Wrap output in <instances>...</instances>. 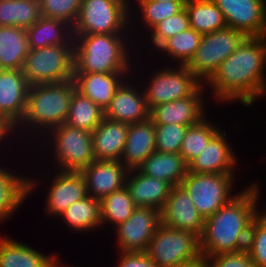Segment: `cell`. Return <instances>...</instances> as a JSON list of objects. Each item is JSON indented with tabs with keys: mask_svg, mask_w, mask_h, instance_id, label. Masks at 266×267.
<instances>
[{
	"mask_svg": "<svg viewBox=\"0 0 266 267\" xmlns=\"http://www.w3.org/2000/svg\"><path fill=\"white\" fill-rule=\"evenodd\" d=\"M74 45L29 49L22 67L29 85L67 82L74 75Z\"/></svg>",
	"mask_w": 266,
	"mask_h": 267,
	"instance_id": "7",
	"label": "cell"
},
{
	"mask_svg": "<svg viewBox=\"0 0 266 267\" xmlns=\"http://www.w3.org/2000/svg\"><path fill=\"white\" fill-rule=\"evenodd\" d=\"M161 67L147 81L143 90L150 111L158 105L192 96L203 83L185 66Z\"/></svg>",
	"mask_w": 266,
	"mask_h": 267,
	"instance_id": "11",
	"label": "cell"
},
{
	"mask_svg": "<svg viewBox=\"0 0 266 267\" xmlns=\"http://www.w3.org/2000/svg\"><path fill=\"white\" fill-rule=\"evenodd\" d=\"M126 187L136 207H151L159 210L164 207L172 189L168 182L149 177L138 169L128 172Z\"/></svg>",
	"mask_w": 266,
	"mask_h": 267,
	"instance_id": "24",
	"label": "cell"
},
{
	"mask_svg": "<svg viewBox=\"0 0 266 267\" xmlns=\"http://www.w3.org/2000/svg\"><path fill=\"white\" fill-rule=\"evenodd\" d=\"M223 13L227 27L248 37L266 36V0H212Z\"/></svg>",
	"mask_w": 266,
	"mask_h": 267,
	"instance_id": "13",
	"label": "cell"
},
{
	"mask_svg": "<svg viewBox=\"0 0 266 267\" xmlns=\"http://www.w3.org/2000/svg\"><path fill=\"white\" fill-rule=\"evenodd\" d=\"M130 13L136 14L135 11L139 10V13L137 11V14H141V21L140 23H144L145 29H147V33L149 30L151 31L159 22L166 19L168 16H172L180 12L187 1H154V0H134L135 5H137L135 8L132 9L133 0H130ZM139 6V7H138ZM137 9V10H135ZM134 10V11H133Z\"/></svg>",
	"mask_w": 266,
	"mask_h": 267,
	"instance_id": "37",
	"label": "cell"
},
{
	"mask_svg": "<svg viewBox=\"0 0 266 267\" xmlns=\"http://www.w3.org/2000/svg\"><path fill=\"white\" fill-rule=\"evenodd\" d=\"M154 1L167 2V1H188V0H154Z\"/></svg>",
	"mask_w": 266,
	"mask_h": 267,
	"instance_id": "46",
	"label": "cell"
},
{
	"mask_svg": "<svg viewBox=\"0 0 266 267\" xmlns=\"http://www.w3.org/2000/svg\"><path fill=\"white\" fill-rule=\"evenodd\" d=\"M59 257L45 255L10 236L0 235V267H58Z\"/></svg>",
	"mask_w": 266,
	"mask_h": 267,
	"instance_id": "25",
	"label": "cell"
},
{
	"mask_svg": "<svg viewBox=\"0 0 266 267\" xmlns=\"http://www.w3.org/2000/svg\"><path fill=\"white\" fill-rule=\"evenodd\" d=\"M23 176L0 166V222H4L6 218L9 220L22 206L27 196L32 194L31 191L39 186L37 185L40 183L39 179L36 181V179L32 180V178Z\"/></svg>",
	"mask_w": 266,
	"mask_h": 267,
	"instance_id": "23",
	"label": "cell"
},
{
	"mask_svg": "<svg viewBox=\"0 0 266 267\" xmlns=\"http://www.w3.org/2000/svg\"><path fill=\"white\" fill-rule=\"evenodd\" d=\"M161 210L136 207L132 216L113 229L121 252H145L156 229L161 225Z\"/></svg>",
	"mask_w": 266,
	"mask_h": 267,
	"instance_id": "12",
	"label": "cell"
},
{
	"mask_svg": "<svg viewBox=\"0 0 266 267\" xmlns=\"http://www.w3.org/2000/svg\"><path fill=\"white\" fill-rule=\"evenodd\" d=\"M204 221L185 189L181 185L173 186L161 209V223L173 229L192 232L200 238Z\"/></svg>",
	"mask_w": 266,
	"mask_h": 267,
	"instance_id": "14",
	"label": "cell"
},
{
	"mask_svg": "<svg viewBox=\"0 0 266 267\" xmlns=\"http://www.w3.org/2000/svg\"><path fill=\"white\" fill-rule=\"evenodd\" d=\"M130 0H83L73 35L127 33L132 30ZM131 27V28H130ZM128 29V30H127ZM131 29V30H129Z\"/></svg>",
	"mask_w": 266,
	"mask_h": 267,
	"instance_id": "5",
	"label": "cell"
},
{
	"mask_svg": "<svg viewBox=\"0 0 266 267\" xmlns=\"http://www.w3.org/2000/svg\"><path fill=\"white\" fill-rule=\"evenodd\" d=\"M128 172L119 160H94L81 171L88 195L100 201L126 185Z\"/></svg>",
	"mask_w": 266,
	"mask_h": 267,
	"instance_id": "17",
	"label": "cell"
},
{
	"mask_svg": "<svg viewBox=\"0 0 266 267\" xmlns=\"http://www.w3.org/2000/svg\"><path fill=\"white\" fill-rule=\"evenodd\" d=\"M157 267H187L202 260L199 238L161 224L145 251Z\"/></svg>",
	"mask_w": 266,
	"mask_h": 267,
	"instance_id": "6",
	"label": "cell"
},
{
	"mask_svg": "<svg viewBox=\"0 0 266 267\" xmlns=\"http://www.w3.org/2000/svg\"><path fill=\"white\" fill-rule=\"evenodd\" d=\"M28 51L26 29L0 26V69H22Z\"/></svg>",
	"mask_w": 266,
	"mask_h": 267,
	"instance_id": "29",
	"label": "cell"
},
{
	"mask_svg": "<svg viewBox=\"0 0 266 267\" xmlns=\"http://www.w3.org/2000/svg\"><path fill=\"white\" fill-rule=\"evenodd\" d=\"M129 80L127 77L123 81L104 110L106 119L131 125L150 118L143 88L131 85Z\"/></svg>",
	"mask_w": 266,
	"mask_h": 267,
	"instance_id": "15",
	"label": "cell"
},
{
	"mask_svg": "<svg viewBox=\"0 0 266 267\" xmlns=\"http://www.w3.org/2000/svg\"><path fill=\"white\" fill-rule=\"evenodd\" d=\"M227 137L221 129L188 164V172L235 174L234 168L238 161L230 142H227Z\"/></svg>",
	"mask_w": 266,
	"mask_h": 267,
	"instance_id": "18",
	"label": "cell"
},
{
	"mask_svg": "<svg viewBox=\"0 0 266 267\" xmlns=\"http://www.w3.org/2000/svg\"><path fill=\"white\" fill-rule=\"evenodd\" d=\"M204 89L203 84L192 96L155 106L150 118L154 124H197L206 116Z\"/></svg>",
	"mask_w": 266,
	"mask_h": 267,
	"instance_id": "19",
	"label": "cell"
},
{
	"mask_svg": "<svg viewBox=\"0 0 266 267\" xmlns=\"http://www.w3.org/2000/svg\"><path fill=\"white\" fill-rule=\"evenodd\" d=\"M83 0H39L42 17L60 19L74 25Z\"/></svg>",
	"mask_w": 266,
	"mask_h": 267,
	"instance_id": "41",
	"label": "cell"
},
{
	"mask_svg": "<svg viewBox=\"0 0 266 267\" xmlns=\"http://www.w3.org/2000/svg\"><path fill=\"white\" fill-rule=\"evenodd\" d=\"M103 118V109L77 90L73 92L64 124L73 128L93 132Z\"/></svg>",
	"mask_w": 266,
	"mask_h": 267,
	"instance_id": "32",
	"label": "cell"
},
{
	"mask_svg": "<svg viewBox=\"0 0 266 267\" xmlns=\"http://www.w3.org/2000/svg\"><path fill=\"white\" fill-rule=\"evenodd\" d=\"M209 267H256L246 249L215 255L204 259Z\"/></svg>",
	"mask_w": 266,
	"mask_h": 267,
	"instance_id": "42",
	"label": "cell"
},
{
	"mask_svg": "<svg viewBox=\"0 0 266 267\" xmlns=\"http://www.w3.org/2000/svg\"><path fill=\"white\" fill-rule=\"evenodd\" d=\"M16 131V125L9 119L0 116V143L7 141V136L13 134ZM2 145V144H0Z\"/></svg>",
	"mask_w": 266,
	"mask_h": 267,
	"instance_id": "44",
	"label": "cell"
},
{
	"mask_svg": "<svg viewBox=\"0 0 266 267\" xmlns=\"http://www.w3.org/2000/svg\"><path fill=\"white\" fill-rule=\"evenodd\" d=\"M128 133V124L105 117L92 132L95 160H121Z\"/></svg>",
	"mask_w": 266,
	"mask_h": 267,
	"instance_id": "26",
	"label": "cell"
},
{
	"mask_svg": "<svg viewBox=\"0 0 266 267\" xmlns=\"http://www.w3.org/2000/svg\"><path fill=\"white\" fill-rule=\"evenodd\" d=\"M205 116L197 124L188 126L185 133L180 155L189 164L207 146L208 142L221 130L217 123L207 121Z\"/></svg>",
	"mask_w": 266,
	"mask_h": 267,
	"instance_id": "36",
	"label": "cell"
},
{
	"mask_svg": "<svg viewBox=\"0 0 266 267\" xmlns=\"http://www.w3.org/2000/svg\"><path fill=\"white\" fill-rule=\"evenodd\" d=\"M202 34L189 28L165 40L157 49L165 53L171 60H176L177 65H186L198 49Z\"/></svg>",
	"mask_w": 266,
	"mask_h": 267,
	"instance_id": "34",
	"label": "cell"
},
{
	"mask_svg": "<svg viewBox=\"0 0 266 267\" xmlns=\"http://www.w3.org/2000/svg\"><path fill=\"white\" fill-rule=\"evenodd\" d=\"M260 188L251 184L204 221L199 238L202 260L222 253L247 249L250 228L258 209Z\"/></svg>",
	"mask_w": 266,
	"mask_h": 267,
	"instance_id": "2",
	"label": "cell"
},
{
	"mask_svg": "<svg viewBox=\"0 0 266 267\" xmlns=\"http://www.w3.org/2000/svg\"><path fill=\"white\" fill-rule=\"evenodd\" d=\"M187 267H209V266L204 260H201L200 262L195 263L193 265H189Z\"/></svg>",
	"mask_w": 266,
	"mask_h": 267,
	"instance_id": "45",
	"label": "cell"
},
{
	"mask_svg": "<svg viewBox=\"0 0 266 267\" xmlns=\"http://www.w3.org/2000/svg\"><path fill=\"white\" fill-rule=\"evenodd\" d=\"M51 135V136H50ZM47 144L53 145L54 169L81 172L95 160L92 132L73 128L66 124L52 128L47 135ZM57 164V165H56Z\"/></svg>",
	"mask_w": 266,
	"mask_h": 267,
	"instance_id": "9",
	"label": "cell"
},
{
	"mask_svg": "<svg viewBox=\"0 0 266 267\" xmlns=\"http://www.w3.org/2000/svg\"><path fill=\"white\" fill-rule=\"evenodd\" d=\"M266 36L248 37L204 84L219 102L245 107L266 95ZM206 85V86H205ZM213 91V92H212Z\"/></svg>",
	"mask_w": 266,
	"mask_h": 267,
	"instance_id": "1",
	"label": "cell"
},
{
	"mask_svg": "<svg viewBox=\"0 0 266 267\" xmlns=\"http://www.w3.org/2000/svg\"><path fill=\"white\" fill-rule=\"evenodd\" d=\"M187 128L182 124H155L156 151L180 153Z\"/></svg>",
	"mask_w": 266,
	"mask_h": 267,
	"instance_id": "40",
	"label": "cell"
},
{
	"mask_svg": "<svg viewBox=\"0 0 266 267\" xmlns=\"http://www.w3.org/2000/svg\"><path fill=\"white\" fill-rule=\"evenodd\" d=\"M155 124L151 118L128 125L127 139L120 162L129 170H137L156 151Z\"/></svg>",
	"mask_w": 266,
	"mask_h": 267,
	"instance_id": "21",
	"label": "cell"
},
{
	"mask_svg": "<svg viewBox=\"0 0 266 267\" xmlns=\"http://www.w3.org/2000/svg\"><path fill=\"white\" fill-rule=\"evenodd\" d=\"M125 34L74 35V73H132Z\"/></svg>",
	"mask_w": 266,
	"mask_h": 267,
	"instance_id": "3",
	"label": "cell"
},
{
	"mask_svg": "<svg viewBox=\"0 0 266 267\" xmlns=\"http://www.w3.org/2000/svg\"><path fill=\"white\" fill-rule=\"evenodd\" d=\"M58 218L62 219L73 231L81 233H90L89 230H95L100 226L103 228L100 200L89 195L70 205Z\"/></svg>",
	"mask_w": 266,
	"mask_h": 267,
	"instance_id": "30",
	"label": "cell"
},
{
	"mask_svg": "<svg viewBox=\"0 0 266 267\" xmlns=\"http://www.w3.org/2000/svg\"><path fill=\"white\" fill-rule=\"evenodd\" d=\"M247 38L243 31L229 27L204 34L198 49L185 66L205 84L220 64Z\"/></svg>",
	"mask_w": 266,
	"mask_h": 267,
	"instance_id": "8",
	"label": "cell"
},
{
	"mask_svg": "<svg viewBox=\"0 0 266 267\" xmlns=\"http://www.w3.org/2000/svg\"><path fill=\"white\" fill-rule=\"evenodd\" d=\"M190 28L204 35L227 27L220 9L212 0H188L184 5Z\"/></svg>",
	"mask_w": 266,
	"mask_h": 267,
	"instance_id": "31",
	"label": "cell"
},
{
	"mask_svg": "<svg viewBox=\"0 0 266 267\" xmlns=\"http://www.w3.org/2000/svg\"><path fill=\"white\" fill-rule=\"evenodd\" d=\"M40 17L39 0H0V26L28 29Z\"/></svg>",
	"mask_w": 266,
	"mask_h": 267,
	"instance_id": "33",
	"label": "cell"
},
{
	"mask_svg": "<svg viewBox=\"0 0 266 267\" xmlns=\"http://www.w3.org/2000/svg\"><path fill=\"white\" fill-rule=\"evenodd\" d=\"M52 177L45 198V210L47 214L57 218L70 205L88 196V193L81 172L59 170Z\"/></svg>",
	"mask_w": 266,
	"mask_h": 267,
	"instance_id": "16",
	"label": "cell"
},
{
	"mask_svg": "<svg viewBox=\"0 0 266 267\" xmlns=\"http://www.w3.org/2000/svg\"><path fill=\"white\" fill-rule=\"evenodd\" d=\"M101 224L117 226L132 216L136 206L126 185L101 201Z\"/></svg>",
	"mask_w": 266,
	"mask_h": 267,
	"instance_id": "35",
	"label": "cell"
},
{
	"mask_svg": "<svg viewBox=\"0 0 266 267\" xmlns=\"http://www.w3.org/2000/svg\"><path fill=\"white\" fill-rule=\"evenodd\" d=\"M115 267H157L146 252H119Z\"/></svg>",
	"mask_w": 266,
	"mask_h": 267,
	"instance_id": "43",
	"label": "cell"
},
{
	"mask_svg": "<svg viewBox=\"0 0 266 267\" xmlns=\"http://www.w3.org/2000/svg\"><path fill=\"white\" fill-rule=\"evenodd\" d=\"M29 49L74 45L73 26L60 19L40 17L26 29Z\"/></svg>",
	"mask_w": 266,
	"mask_h": 267,
	"instance_id": "27",
	"label": "cell"
},
{
	"mask_svg": "<svg viewBox=\"0 0 266 267\" xmlns=\"http://www.w3.org/2000/svg\"><path fill=\"white\" fill-rule=\"evenodd\" d=\"M58 267H74V266H68V265H65V266H64L63 264L61 265V263L59 262ZM77 267H78V266H77Z\"/></svg>",
	"mask_w": 266,
	"mask_h": 267,
	"instance_id": "47",
	"label": "cell"
},
{
	"mask_svg": "<svg viewBox=\"0 0 266 267\" xmlns=\"http://www.w3.org/2000/svg\"><path fill=\"white\" fill-rule=\"evenodd\" d=\"M127 74V75H126ZM131 73H74L76 90L105 110L116 90Z\"/></svg>",
	"mask_w": 266,
	"mask_h": 267,
	"instance_id": "22",
	"label": "cell"
},
{
	"mask_svg": "<svg viewBox=\"0 0 266 267\" xmlns=\"http://www.w3.org/2000/svg\"><path fill=\"white\" fill-rule=\"evenodd\" d=\"M75 90L73 79L67 82L31 85L28 91L25 113L16 126V131L20 128L21 133L27 131L26 133L30 132L32 134L35 131L34 135L39 136L41 134L44 136L52 128L64 124Z\"/></svg>",
	"mask_w": 266,
	"mask_h": 267,
	"instance_id": "4",
	"label": "cell"
},
{
	"mask_svg": "<svg viewBox=\"0 0 266 267\" xmlns=\"http://www.w3.org/2000/svg\"><path fill=\"white\" fill-rule=\"evenodd\" d=\"M152 178L168 182L172 187L180 185L188 173V164L180 153L153 152L138 168Z\"/></svg>",
	"mask_w": 266,
	"mask_h": 267,
	"instance_id": "28",
	"label": "cell"
},
{
	"mask_svg": "<svg viewBox=\"0 0 266 267\" xmlns=\"http://www.w3.org/2000/svg\"><path fill=\"white\" fill-rule=\"evenodd\" d=\"M190 28L189 16L185 8L175 15L168 16L159 22L151 31L148 41L156 49L169 37L174 36Z\"/></svg>",
	"mask_w": 266,
	"mask_h": 267,
	"instance_id": "39",
	"label": "cell"
},
{
	"mask_svg": "<svg viewBox=\"0 0 266 267\" xmlns=\"http://www.w3.org/2000/svg\"><path fill=\"white\" fill-rule=\"evenodd\" d=\"M246 250L256 267H266V209L251 224Z\"/></svg>",
	"mask_w": 266,
	"mask_h": 267,
	"instance_id": "38",
	"label": "cell"
},
{
	"mask_svg": "<svg viewBox=\"0 0 266 267\" xmlns=\"http://www.w3.org/2000/svg\"><path fill=\"white\" fill-rule=\"evenodd\" d=\"M29 87L22 69H0V116L16 126L24 116Z\"/></svg>",
	"mask_w": 266,
	"mask_h": 267,
	"instance_id": "20",
	"label": "cell"
},
{
	"mask_svg": "<svg viewBox=\"0 0 266 267\" xmlns=\"http://www.w3.org/2000/svg\"><path fill=\"white\" fill-rule=\"evenodd\" d=\"M234 180V174L188 172L180 185L205 220L235 196L232 195Z\"/></svg>",
	"mask_w": 266,
	"mask_h": 267,
	"instance_id": "10",
	"label": "cell"
}]
</instances>
